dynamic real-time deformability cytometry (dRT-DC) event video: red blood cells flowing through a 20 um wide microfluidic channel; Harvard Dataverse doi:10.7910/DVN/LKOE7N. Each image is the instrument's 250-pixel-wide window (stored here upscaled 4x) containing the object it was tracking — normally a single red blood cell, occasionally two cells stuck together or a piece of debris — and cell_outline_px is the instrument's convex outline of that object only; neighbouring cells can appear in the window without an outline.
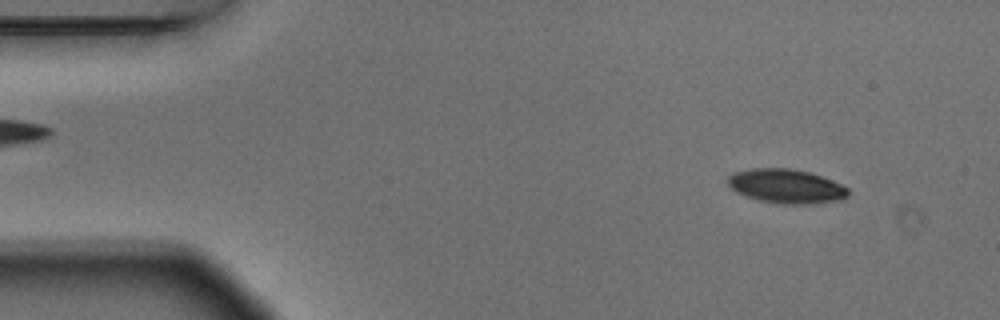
{"species": "Egyptian fruit bat (a non-hibernating species)", "species_latin": "Rousettus aegyptiacus", "temperature_condition": "warm", "stored_images_in_passage": 3, "camera_frame_rate_fps": 3000, "um_per_image_px": 0.085, "animal": {"sex": "male"}, "frame": {"image": 1, "passage_image": 1, "time_ms": 0.0, "image_size_px": [1000, 320], "cell_outline_px": [[848, 196], [840, 200], [804, 204], [784, 204], [760, 200], [736, 192], [728, 184], [728, 176], [736, 172], [752, 168], [792, 168], [812, 172], [832, 180], [848, 188]], "centroid_in_image_um": [66.85, 15.81], "position_along_channel_um": 18.1, "area_um2": 23.81}}
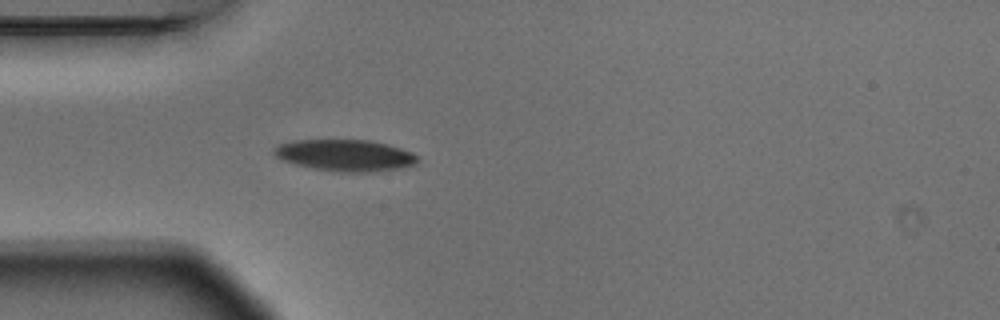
{"frame": {"image": 2, "passage_image": 3, "time_ms": 0.667, "image_size_px": [1000, 320], "cell_outline_px": [[416, 164], [400, 168], [372, 172], [340, 172], [312, 168], [292, 164], [276, 156], [272, 152], [272, 148], [276, 144], [292, 140], [368, 140], [388, 144], [412, 152], [416, 156]], "centroid_in_image_um": [29.27, 13.2], "position_along_channel_um": 55.7, "area_um2": 26.53}}